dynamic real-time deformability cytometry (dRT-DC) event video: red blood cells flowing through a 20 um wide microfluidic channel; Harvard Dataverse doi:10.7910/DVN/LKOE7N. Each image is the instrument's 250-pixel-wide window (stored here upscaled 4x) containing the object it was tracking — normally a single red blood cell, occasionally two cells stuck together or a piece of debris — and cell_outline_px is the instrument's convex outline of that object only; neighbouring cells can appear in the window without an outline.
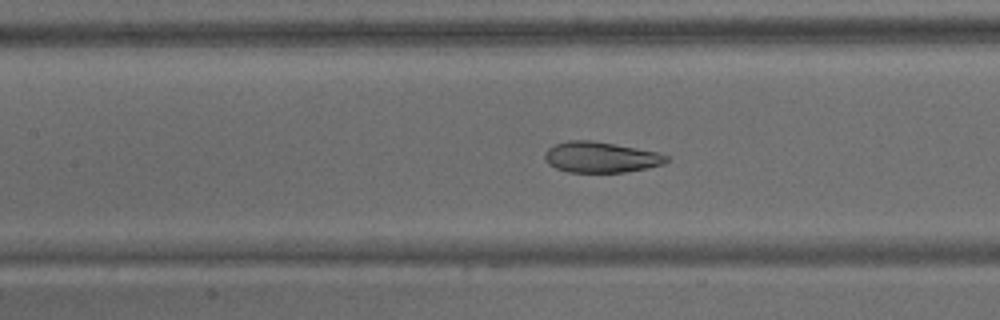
{"species": "common noctule bat (a hibernating species)", "species_latin": "Nyctalus noctula", "temperature_condition": "warm", "stored_images_in_passage": 65, "camera_frame_rate_fps": 3000, "um_per_image_px": 0.085, "animal": {"sex": "male", "body_mass_g": 15.6}, "frame": {"image": 1, "passage_image": 29, "time_ms": 9.333, "image_size_px": [1000, 320], "cell_outline_px": [[668, 160], [664, 164], [648, 168], [624, 172], [568, 172], [556, 168], [548, 164], [544, 156], [548, 148], [556, 144], [568, 140], [592, 140], [636, 148], [656, 152], [668, 156]], "centroid_in_image_um": [51.06, 13.36], "position_along_channel_um": 156.3, "area_um2": 21.68}}
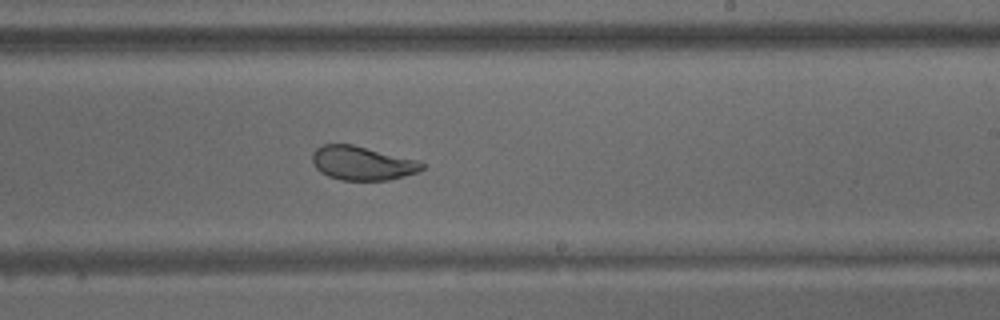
{"frame": {"image": 2, "passage_image": 39, "time_ms": 12.667, "image_size_px": [1000, 320], "cell_outline_px": [[424, 168], [420, 172], [388, 180], [340, 180], [328, 176], [320, 172], [316, 168], [312, 160], [312, 152], [316, 148], [324, 144], [352, 144], [420, 160], [424, 164]], "centroid_in_image_um": [30.81, 13.87], "position_along_channel_um": 258.2, "area_um2": 21.91}}
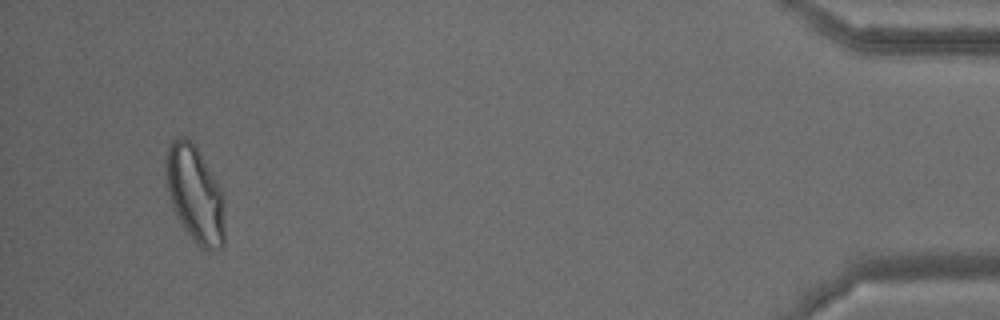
{"frame": {"image": 3, "passage_image": 62, "time_ms": 20.333, "image_size_px": [1000, 320], "cell_outline_px": [[224, 244], [220, 248], [212, 252], [204, 252], [192, 240], [180, 224], [172, 208], [164, 180], [164, 156], [168, 144], [176, 136], [184, 136], [196, 144], [224, 192]], "centroid_in_image_um": [16.55, 16.49], "position_along_channel_um": 418.7, "area_um2": 34.85}, "authors_computed_cell_mechanics": {"area_um2": 27.3394, "velocity_mm_per_s": 3.0682, "shape_relaxation_time_tau1_ms": null, "shape_relaxation_time_tau2_ms": 1.0953, "deformation_change_tau1": null, "deformation_change_tau2": 0.0774}}